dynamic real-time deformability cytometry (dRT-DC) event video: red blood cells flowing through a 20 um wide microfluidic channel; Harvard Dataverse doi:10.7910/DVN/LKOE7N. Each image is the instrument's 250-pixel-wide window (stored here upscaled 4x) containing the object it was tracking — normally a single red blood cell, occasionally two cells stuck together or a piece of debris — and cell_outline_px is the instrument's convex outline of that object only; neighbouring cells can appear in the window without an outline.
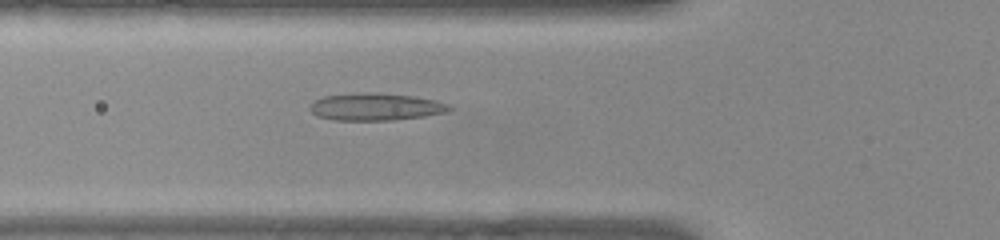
{"species": "common noctule bat (a hibernating species)", "species_latin": "Nyctalus noctula", "temperature_condition": "warm", "stored_images_in_passage": 41, "camera_frame_rate_fps": 3000, "um_per_image_px": 0.085, "animal": {"sex": "female", "body_mass_g": 22.0, "forearm_length_mm": 56.7}, "frame": {"image": 1, "passage_image": 8, "time_ms": 2.333, "image_size_px": [1000, 240], "cell_outline_px": [[456, 108], [448, 112], [424, 116], [392, 120], [332, 120], [316, 116], [308, 108], [312, 100], [324, 96], [412, 96], [436, 100], [448, 104]], "centroid_in_image_um": [31.96, 9.15], "position_along_channel_um": 93.8, "area_um2": 21.04}}
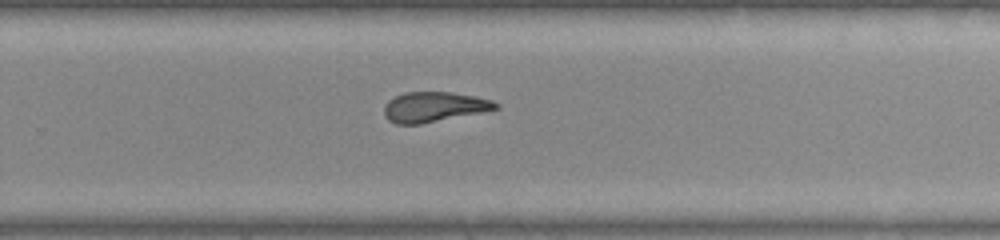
{"frame": {"image": 2, "passage_image": 23, "time_ms": 7.333, "image_size_px": [1000, 240], "cell_outline_px": [[500, 108], [420, 124], [396, 124], [388, 120], [384, 116], [384, 104], [388, 100], [404, 92], [452, 92], [476, 96], [492, 100], [500, 104]], "centroid_in_image_um": [36.87, 9.08], "position_along_channel_um": 292.9, "area_um2": 19.54}}
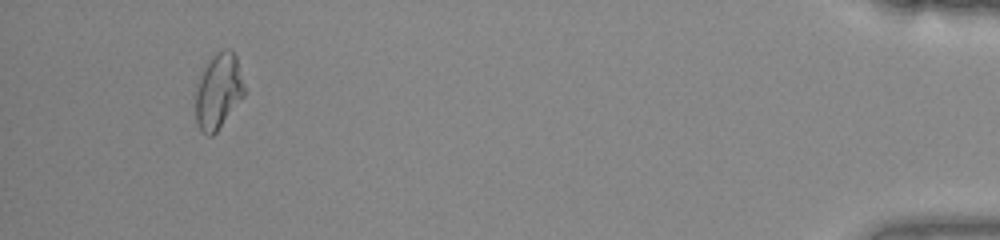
{"frame": {"image": 3, "passage_image": 38, "time_ms": 12.333, "image_size_px": [1000, 240], "cell_outline_px": [[244, 96], [216, 132], [212, 136], [208, 136], [200, 132], [196, 124], [196, 84], [204, 64], [216, 52], [224, 48], [228, 48], [236, 56], [244, 88]], "centroid_in_image_um": [18.52, 7.75], "position_along_channel_um": 416.7, "area_um2": 21.56}, "authors_computed_cell_mechanics": {"area_um2": 20.8658, "velocity_mm_per_s": 3.9871, "shape_relaxation_time_tau1_ms": 10.0298, "shape_relaxation_time_tau2_ms": 1.9545, "deformation_change_tau1": 0.2579, "deformation_change_tau2": 0.1}}